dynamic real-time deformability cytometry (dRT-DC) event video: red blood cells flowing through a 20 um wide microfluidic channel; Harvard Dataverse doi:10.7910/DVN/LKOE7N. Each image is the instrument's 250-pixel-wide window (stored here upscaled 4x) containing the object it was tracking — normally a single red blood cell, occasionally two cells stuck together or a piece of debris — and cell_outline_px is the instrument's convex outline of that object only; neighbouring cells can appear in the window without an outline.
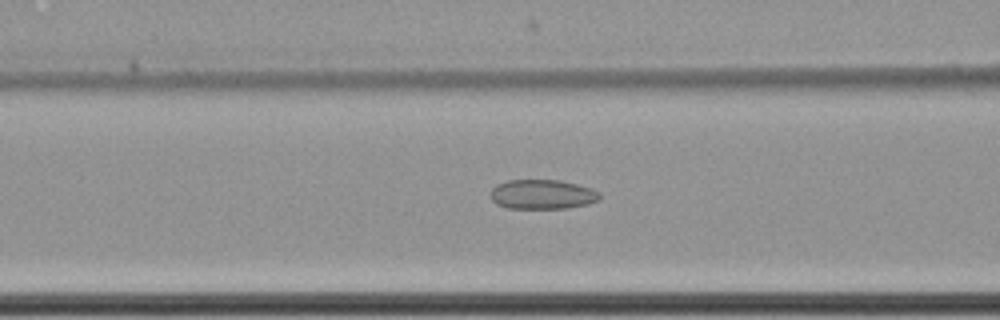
{"species": "common noctule bat (a hibernating species)", "species_latin": "Nyctalus noctula", "temperature_condition": "cold", "stored_images_in_passage": 14, "camera_frame_rate_fps": 3000, "um_per_image_px": 0.085, "animal": {"sex": "female", "body_mass_g": 22.7, "forearm_length_mm": 54.2}, "frame": {"image": 1, "passage_image": 8, "time_ms": 2.333, "image_size_px": [1000, 320], "cell_outline_px": [[600, 200], [588, 204], [568, 208], [508, 208], [496, 204], [492, 200], [492, 188], [496, 184], [508, 180], [560, 180], [592, 188], [600, 192]], "centroid_in_image_um": [46.12, 16.52], "position_along_channel_um": 120.5, "area_um2": 18.84}}
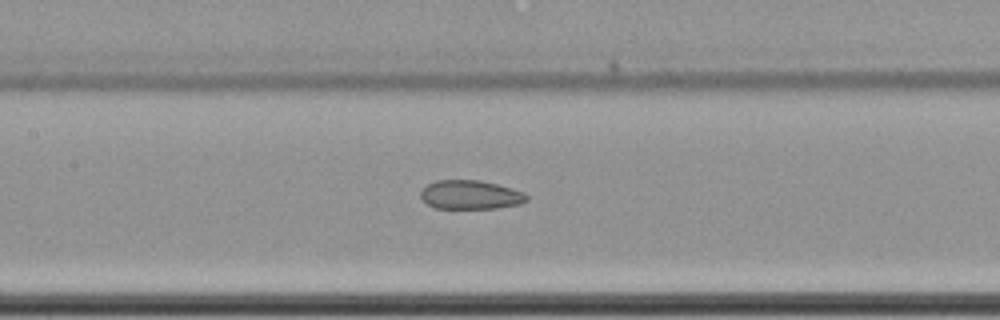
{"frame": {"image": 2, "passage_image": 12, "time_ms": 3.667, "image_size_px": [1000, 320], "cell_outline_px": [[528, 200], [520, 204], [500, 208], [436, 208], [428, 204], [420, 196], [420, 192], [428, 184], [436, 180], [480, 180], [512, 188], [524, 192], [528, 196]], "centroid_in_image_um": [40.02, 16.55], "position_along_channel_um": 167.4, "area_um2": 17.86}}